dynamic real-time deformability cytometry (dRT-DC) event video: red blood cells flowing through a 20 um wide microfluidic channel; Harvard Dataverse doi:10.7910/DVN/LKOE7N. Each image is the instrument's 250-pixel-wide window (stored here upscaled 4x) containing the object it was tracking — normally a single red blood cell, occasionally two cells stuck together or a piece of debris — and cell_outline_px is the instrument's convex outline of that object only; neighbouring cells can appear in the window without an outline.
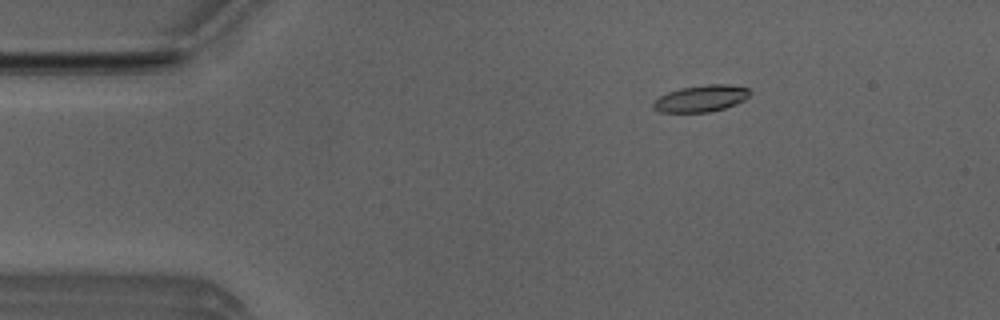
{"species": "Egyptian fruit bat (a non-hibernating species)", "species_latin": "Rousettus aegyptiacus", "temperature_condition": "room temperature", "stored_images_in_passage": 5, "camera_frame_rate_fps": 3000, "um_per_image_px": 0.085, "animal": {"sex": "male"}, "frame": {"image": 1, "passage_image": 3, "time_ms": 0.667, "image_size_px": [1000, 320], "cell_outline_px": [[752, 92], [744, 100], [736, 104], [724, 108], [708, 112], [660, 112], [652, 108], [652, 104], [660, 96], [668, 92], [680, 88], [708, 84], [728, 84], [748, 88]], "centroid_in_image_um": [59.6, 8.37], "position_along_channel_um": 25.4, "area_um2": 14.97}}